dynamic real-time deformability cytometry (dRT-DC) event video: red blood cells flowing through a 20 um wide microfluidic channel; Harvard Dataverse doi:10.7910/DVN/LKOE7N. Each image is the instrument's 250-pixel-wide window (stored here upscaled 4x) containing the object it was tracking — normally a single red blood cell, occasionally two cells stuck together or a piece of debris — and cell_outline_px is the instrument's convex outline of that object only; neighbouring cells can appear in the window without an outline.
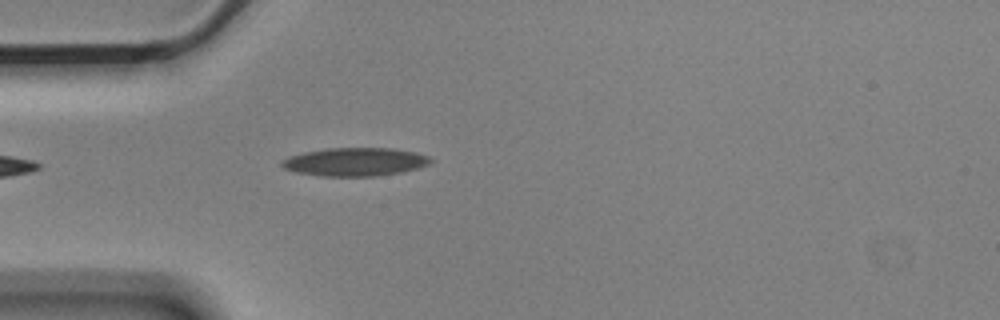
{"species": "Egyptian fruit bat (a non-hibernating species)", "species_latin": "Rousettus aegyptiacus", "temperature_condition": "cold", "stored_images_in_passage": 5, "camera_frame_rate_fps": 3000, "um_per_image_px": 0.085, "animal": {"sex": "male"}, "frame": {"image": 1, "passage_image": 5, "time_ms": 1.333, "image_size_px": [1000, 320], "cell_outline_px": [[432, 160], [428, 164], [416, 168], [400, 172], [376, 176], [320, 176], [296, 172], [284, 168], [280, 164], [280, 160], [288, 156], [304, 152], [328, 148], [392, 148], [416, 152], [428, 156]], "centroid_in_image_um": [30.13, 13.75], "position_along_channel_um": 54.9, "area_um2": 24.51}}